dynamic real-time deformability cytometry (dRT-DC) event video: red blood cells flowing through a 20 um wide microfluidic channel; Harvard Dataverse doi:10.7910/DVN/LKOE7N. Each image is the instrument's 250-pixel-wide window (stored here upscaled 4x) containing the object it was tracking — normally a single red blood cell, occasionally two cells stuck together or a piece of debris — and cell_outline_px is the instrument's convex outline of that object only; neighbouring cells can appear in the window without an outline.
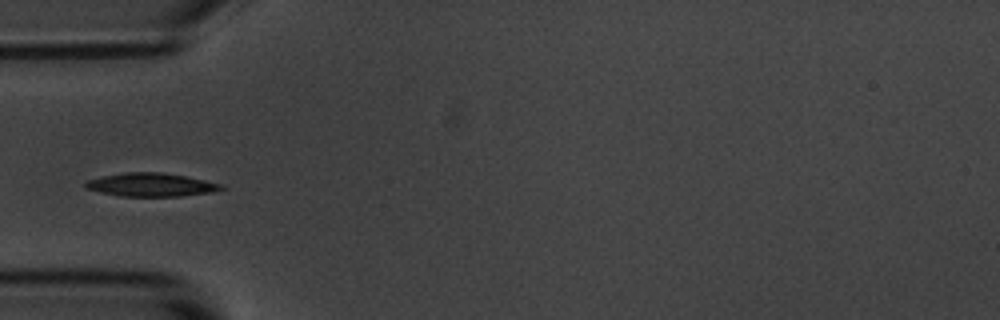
{"species": "common noctule bat (a hibernating species)", "species_latin": "Nyctalus noctula", "temperature_condition": "room temperature", "stored_images_in_passage": 4, "camera_frame_rate_fps": 3000, "um_per_image_px": 0.085, "animal": {"sex": "male", "body_mass_g": 20.1, "forearm_length_mm": 53.5}, "frame": {"image": 1, "passage_image": 4, "time_ms": 3.333, "image_size_px": [1000, 320], "cell_outline_px": [[228, 188], [208, 192], [180, 196], [120, 196], [84, 188], [84, 184], [88, 180], [104, 176], [124, 172], [160, 172], [188, 176], [220, 184]], "centroid_in_image_um": [12.83, 15.7], "position_along_channel_um": 72.2, "area_um2": 18.32}}